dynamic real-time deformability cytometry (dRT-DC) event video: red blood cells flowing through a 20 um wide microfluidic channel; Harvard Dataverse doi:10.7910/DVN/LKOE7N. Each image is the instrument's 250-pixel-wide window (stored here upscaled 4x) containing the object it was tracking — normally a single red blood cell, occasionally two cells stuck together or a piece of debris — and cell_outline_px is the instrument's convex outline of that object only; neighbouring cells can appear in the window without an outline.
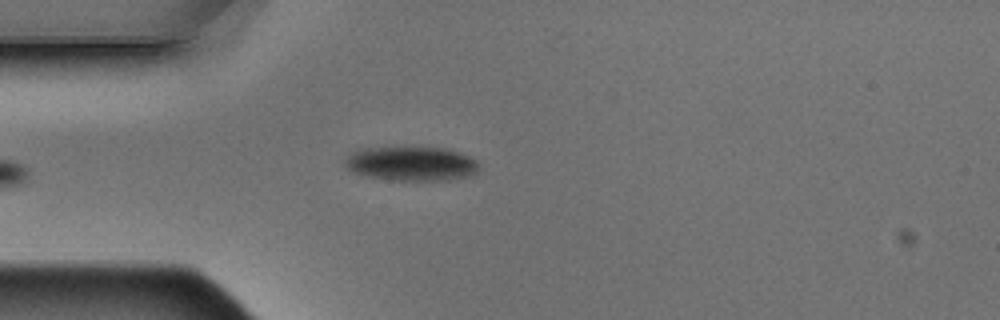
{"species": "Egyptian fruit bat (a non-hibernating species)", "species_latin": "Rousettus aegyptiacus", "temperature_condition": "warm", "stored_images_in_passage": 4, "camera_frame_rate_fps": 3000, "um_per_image_px": 0.085, "animal": {"sex": "male"}, "frame": {"image": 1, "passage_image": 4, "time_ms": 1.0, "image_size_px": [1000, 320], "cell_outline_px": [[480, 168], [476, 172], [468, 176], [448, 180], [388, 180], [368, 176], [356, 172], [348, 168], [344, 164], [344, 160], [352, 152], [364, 148], [404, 144], [444, 148], [468, 156], [476, 160], [480, 164]], "centroid_in_image_um": [34.96, 13.86], "position_along_channel_um": 50.0, "area_um2": 27.57}}